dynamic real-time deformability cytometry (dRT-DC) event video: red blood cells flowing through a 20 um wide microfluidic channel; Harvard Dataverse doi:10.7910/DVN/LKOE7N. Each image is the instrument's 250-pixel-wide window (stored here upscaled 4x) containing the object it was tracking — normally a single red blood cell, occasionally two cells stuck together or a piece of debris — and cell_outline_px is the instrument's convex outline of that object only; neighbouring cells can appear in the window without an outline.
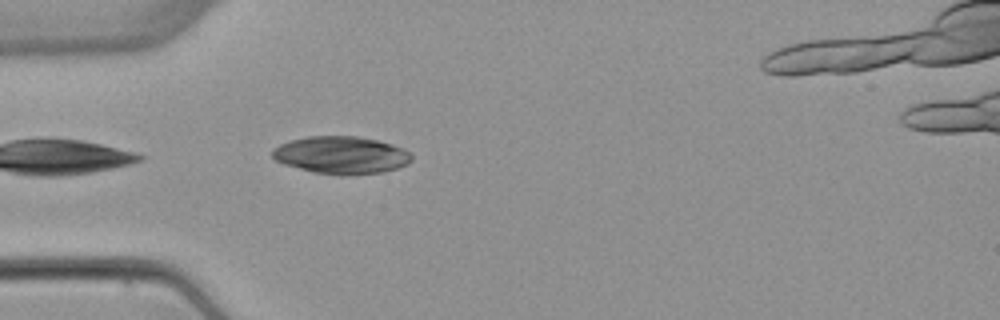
{"species": "common noctule bat (a hibernating species)", "species_latin": "Nyctalus noctula", "temperature_condition": "warm", "stored_images_in_passage": 1, "camera_frame_rate_fps": 3000, "um_per_image_px": 0.085, "animal": {"sex": "female", "body_mass_g": 22.7, "forearm_length_mm": 54.2}, "frame": {"image": 1, "passage_image": 1, "time_ms": 0.0, "image_size_px": [1000, 320], "cell_outline_px": [[412, 160], [408, 164], [384, 172], [344, 176], [340, 176], [312, 172], [284, 164], [276, 160], [272, 156], [272, 148], [280, 144], [292, 140], [308, 136], [356, 136], [376, 140], [392, 144], [404, 148], [412, 156]], "centroid_in_image_um": [29.01, 13.19], "position_along_channel_um": 56.0, "area_um2": 30.63}}